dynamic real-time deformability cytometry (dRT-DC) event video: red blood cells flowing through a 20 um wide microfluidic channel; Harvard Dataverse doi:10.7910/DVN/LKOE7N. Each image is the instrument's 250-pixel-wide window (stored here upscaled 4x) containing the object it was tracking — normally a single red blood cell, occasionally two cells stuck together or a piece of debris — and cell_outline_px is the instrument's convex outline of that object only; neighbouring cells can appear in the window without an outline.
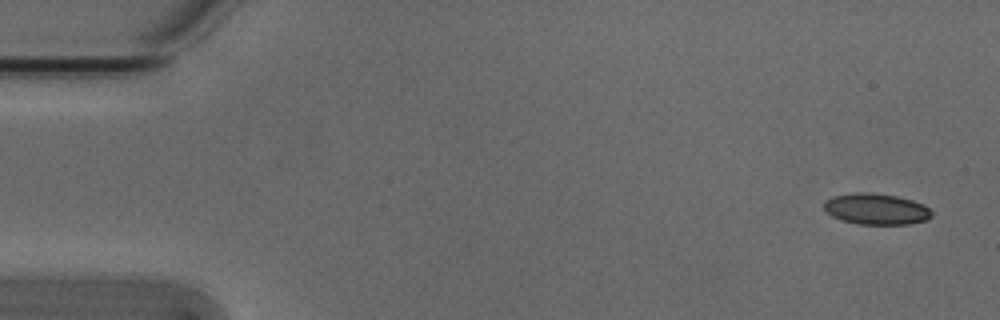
{"species": "Egyptian fruit bat (a non-hibernating species)", "species_latin": "Rousettus aegyptiacus", "temperature_condition": "cold", "stored_images_in_passage": 53, "segment_of_instrument_passage": [1, 2], "camera_frame_rate_fps": 3000, "um_per_image_px": 0.085, "animal": {"sex": "male"}, "frame": {"image": 1, "passage_image": 1, "time_ms": 0.0, "image_size_px": [1000, 320], "cell_outline_px": [[932, 216], [928, 220], [908, 224], [856, 224], [840, 220], [832, 216], [824, 208], [824, 204], [832, 196], [856, 192], [872, 192], [896, 196], [912, 200], [924, 204], [932, 212]], "centroid_in_image_um": [74.49, 17.77], "position_along_channel_um": 10.5, "area_um2": 19.59}}
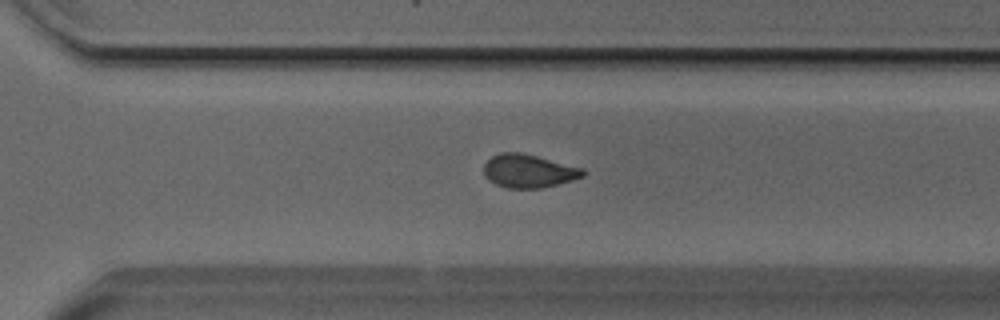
{"frame": {"image": 2, "passage_image": 36, "time_ms": 11.667, "image_size_px": [1000, 320], "cell_outline_px": [[584, 176], [572, 180], [540, 188], [508, 188], [496, 184], [488, 180], [484, 176], [484, 164], [492, 156], [500, 152], [520, 152], [584, 168]], "centroid_in_image_um": [44.9, 14.53], "position_along_channel_um": 325.7, "area_um2": 19.13}}
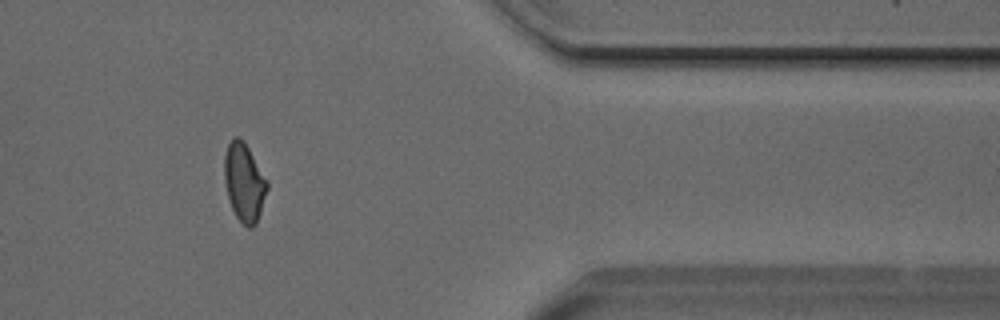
{"frame": {"image": 3, "passage_image": 43, "time_ms": 14.0, "image_size_px": [1000, 320], "cell_outline_px": [[268, 188], [256, 224], [252, 228], [248, 228], [236, 216], [232, 208], [228, 196], [224, 180], [224, 156], [228, 144], [232, 136], [240, 136], [244, 140], [268, 180]], "centroid_in_image_um": [20.76, 15.45], "position_along_channel_um": 390.6, "area_um2": 19.65}}